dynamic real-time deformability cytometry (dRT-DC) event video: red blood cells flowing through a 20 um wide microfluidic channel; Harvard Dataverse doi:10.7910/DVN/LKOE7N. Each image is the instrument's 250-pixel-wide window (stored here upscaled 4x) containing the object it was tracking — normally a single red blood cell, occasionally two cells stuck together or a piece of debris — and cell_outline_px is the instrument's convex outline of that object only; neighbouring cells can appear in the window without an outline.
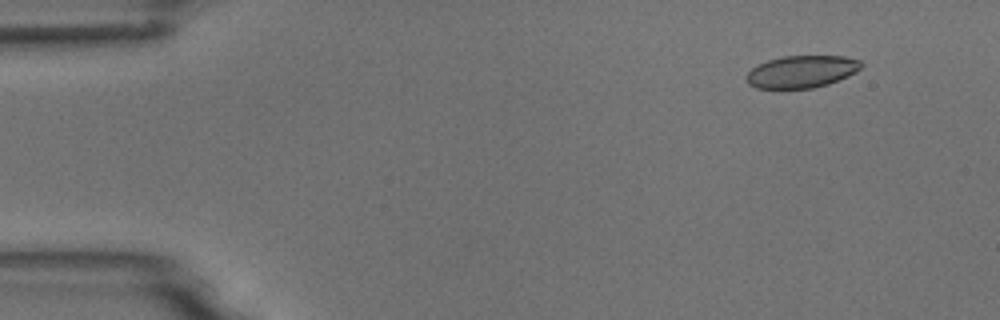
{"species": "common noctule bat (a hibernating species)", "species_latin": "Nyctalus noctula", "temperature_condition": "room temperature", "stored_images_in_passage": 6, "camera_frame_rate_fps": 3000, "um_per_image_px": 0.085, "animal": {"sex": "male", "body_mass_g": 18.8}, "frame": {"image": 1, "passage_image": 2, "time_ms": 1.0, "image_size_px": [1000, 320], "cell_outline_px": [[864, 64], [856, 72], [848, 76], [828, 84], [812, 88], [756, 88], [748, 84], [744, 76], [752, 68], [768, 60], [780, 56], [844, 56], [860, 60]], "centroid_in_image_um": [68.13, 6.08], "position_along_channel_um": 16.9, "area_um2": 21.62}}
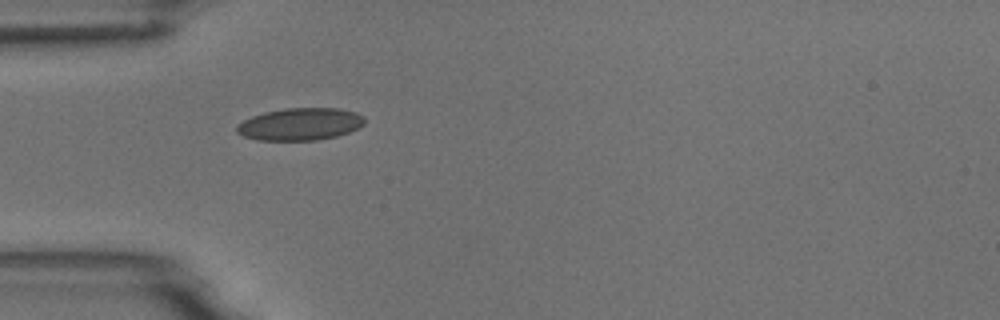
{"frame": {"image": 2, "passage_image": 5, "time_ms": 4.667, "image_size_px": [1000, 320], "cell_outline_px": [[364, 124], [348, 132], [336, 136], [316, 140], [256, 140], [244, 136], [236, 132], [236, 124], [252, 116], [264, 112], [288, 108], [340, 108], [356, 112], [364, 116]], "centroid_in_image_um": [25.49, 10.55], "position_along_channel_um": 59.5, "area_um2": 24.04}}